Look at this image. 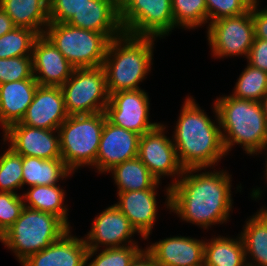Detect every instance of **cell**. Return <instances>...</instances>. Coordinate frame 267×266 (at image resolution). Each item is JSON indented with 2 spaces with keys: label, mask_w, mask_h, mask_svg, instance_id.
Wrapping results in <instances>:
<instances>
[{
  "label": "cell",
  "mask_w": 267,
  "mask_h": 266,
  "mask_svg": "<svg viewBox=\"0 0 267 266\" xmlns=\"http://www.w3.org/2000/svg\"><path fill=\"white\" fill-rule=\"evenodd\" d=\"M232 181V174L224 168L184 169L170 187V214L207 232L226 225L234 209Z\"/></svg>",
  "instance_id": "1"
},
{
  "label": "cell",
  "mask_w": 267,
  "mask_h": 266,
  "mask_svg": "<svg viewBox=\"0 0 267 266\" xmlns=\"http://www.w3.org/2000/svg\"><path fill=\"white\" fill-rule=\"evenodd\" d=\"M186 95L175 125L172 140L184 169L216 168L227 156L214 101L209 116L193 95ZM226 155V156H225Z\"/></svg>",
  "instance_id": "2"
},
{
  "label": "cell",
  "mask_w": 267,
  "mask_h": 266,
  "mask_svg": "<svg viewBox=\"0 0 267 266\" xmlns=\"http://www.w3.org/2000/svg\"><path fill=\"white\" fill-rule=\"evenodd\" d=\"M227 156L234 146L253 158L262 155L267 145V120L261 102L222 94L213 100Z\"/></svg>",
  "instance_id": "3"
},
{
  "label": "cell",
  "mask_w": 267,
  "mask_h": 266,
  "mask_svg": "<svg viewBox=\"0 0 267 266\" xmlns=\"http://www.w3.org/2000/svg\"><path fill=\"white\" fill-rule=\"evenodd\" d=\"M155 42L156 37L126 33L110 41L103 63L109 95L142 89L141 83L152 72Z\"/></svg>",
  "instance_id": "4"
},
{
  "label": "cell",
  "mask_w": 267,
  "mask_h": 266,
  "mask_svg": "<svg viewBox=\"0 0 267 266\" xmlns=\"http://www.w3.org/2000/svg\"><path fill=\"white\" fill-rule=\"evenodd\" d=\"M69 229L59 217L24 206L19 218L0 237V242L21 263L47 248Z\"/></svg>",
  "instance_id": "5"
},
{
  "label": "cell",
  "mask_w": 267,
  "mask_h": 266,
  "mask_svg": "<svg viewBox=\"0 0 267 266\" xmlns=\"http://www.w3.org/2000/svg\"><path fill=\"white\" fill-rule=\"evenodd\" d=\"M106 118L105 112L69 115L59 126L61 158L73 174L78 173L83 167L95 171V161Z\"/></svg>",
  "instance_id": "6"
},
{
  "label": "cell",
  "mask_w": 267,
  "mask_h": 266,
  "mask_svg": "<svg viewBox=\"0 0 267 266\" xmlns=\"http://www.w3.org/2000/svg\"><path fill=\"white\" fill-rule=\"evenodd\" d=\"M44 35L75 69L103 66L111 41L103 33L74 27L68 23L50 22Z\"/></svg>",
  "instance_id": "7"
},
{
  "label": "cell",
  "mask_w": 267,
  "mask_h": 266,
  "mask_svg": "<svg viewBox=\"0 0 267 266\" xmlns=\"http://www.w3.org/2000/svg\"><path fill=\"white\" fill-rule=\"evenodd\" d=\"M167 125L169 124L163 121L150 132L140 136L138 158L159 182L162 183V178L163 180L166 177L171 178L170 183L165 185V190H162L166 197L163 198L165 199L164 208L170 212V187L180 178L184 168L177 158L172 136H168L171 134L168 132Z\"/></svg>",
  "instance_id": "8"
},
{
  "label": "cell",
  "mask_w": 267,
  "mask_h": 266,
  "mask_svg": "<svg viewBox=\"0 0 267 266\" xmlns=\"http://www.w3.org/2000/svg\"><path fill=\"white\" fill-rule=\"evenodd\" d=\"M60 88L68 115L105 112L110 95L103 66L74 69Z\"/></svg>",
  "instance_id": "9"
},
{
  "label": "cell",
  "mask_w": 267,
  "mask_h": 266,
  "mask_svg": "<svg viewBox=\"0 0 267 266\" xmlns=\"http://www.w3.org/2000/svg\"><path fill=\"white\" fill-rule=\"evenodd\" d=\"M206 30L207 45L214 60L232 57H243L245 60L255 38L251 7L241 15L210 22Z\"/></svg>",
  "instance_id": "10"
},
{
  "label": "cell",
  "mask_w": 267,
  "mask_h": 266,
  "mask_svg": "<svg viewBox=\"0 0 267 266\" xmlns=\"http://www.w3.org/2000/svg\"><path fill=\"white\" fill-rule=\"evenodd\" d=\"M120 23L126 34L166 39L175 30L171 0H132L120 12Z\"/></svg>",
  "instance_id": "11"
},
{
  "label": "cell",
  "mask_w": 267,
  "mask_h": 266,
  "mask_svg": "<svg viewBox=\"0 0 267 266\" xmlns=\"http://www.w3.org/2000/svg\"><path fill=\"white\" fill-rule=\"evenodd\" d=\"M144 89L119 91L110 94L105 114L116 126L135 132L140 136L156 128L150 116V96Z\"/></svg>",
  "instance_id": "12"
},
{
  "label": "cell",
  "mask_w": 267,
  "mask_h": 266,
  "mask_svg": "<svg viewBox=\"0 0 267 266\" xmlns=\"http://www.w3.org/2000/svg\"><path fill=\"white\" fill-rule=\"evenodd\" d=\"M136 235L145 241L120 209L111 204L93 218L90 230L83 238L88 249H107L140 245L134 238Z\"/></svg>",
  "instance_id": "13"
},
{
  "label": "cell",
  "mask_w": 267,
  "mask_h": 266,
  "mask_svg": "<svg viewBox=\"0 0 267 266\" xmlns=\"http://www.w3.org/2000/svg\"><path fill=\"white\" fill-rule=\"evenodd\" d=\"M1 134L2 145L7 144L16 154L42 159H62L58 130L33 128L18 122L10 125Z\"/></svg>",
  "instance_id": "14"
},
{
  "label": "cell",
  "mask_w": 267,
  "mask_h": 266,
  "mask_svg": "<svg viewBox=\"0 0 267 266\" xmlns=\"http://www.w3.org/2000/svg\"><path fill=\"white\" fill-rule=\"evenodd\" d=\"M140 135L111 123L107 118L95 161V172L105 174L114 166L138 157Z\"/></svg>",
  "instance_id": "15"
},
{
  "label": "cell",
  "mask_w": 267,
  "mask_h": 266,
  "mask_svg": "<svg viewBox=\"0 0 267 266\" xmlns=\"http://www.w3.org/2000/svg\"><path fill=\"white\" fill-rule=\"evenodd\" d=\"M203 238V239H202ZM171 236L144 247L158 266H204L205 237Z\"/></svg>",
  "instance_id": "16"
},
{
  "label": "cell",
  "mask_w": 267,
  "mask_h": 266,
  "mask_svg": "<svg viewBox=\"0 0 267 266\" xmlns=\"http://www.w3.org/2000/svg\"><path fill=\"white\" fill-rule=\"evenodd\" d=\"M157 189L118 192L117 202L114 203L147 242L160 215V206L156 198L159 195Z\"/></svg>",
  "instance_id": "17"
},
{
  "label": "cell",
  "mask_w": 267,
  "mask_h": 266,
  "mask_svg": "<svg viewBox=\"0 0 267 266\" xmlns=\"http://www.w3.org/2000/svg\"><path fill=\"white\" fill-rule=\"evenodd\" d=\"M32 65L34 78L40 86H61L75 69L44 34L34 41Z\"/></svg>",
  "instance_id": "18"
},
{
  "label": "cell",
  "mask_w": 267,
  "mask_h": 266,
  "mask_svg": "<svg viewBox=\"0 0 267 266\" xmlns=\"http://www.w3.org/2000/svg\"><path fill=\"white\" fill-rule=\"evenodd\" d=\"M68 116L60 86L39 85L21 123L33 128L58 130Z\"/></svg>",
  "instance_id": "19"
},
{
  "label": "cell",
  "mask_w": 267,
  "mask_h": 266,
  "mask_svg": "<svg viewBox=\"0 0 267 266\" xmlns=\"http://www.w3.org/2000/svg\"><path fill=\"white\" fill-rule=\"evenodd\" d=\"M80 237V238H79ZM88 248L70 228L47 248L28 256L21 266H86Z\"/></svg>",
  "instance_id": "20"
},
{
  "label": "cell",
  "mask_w": 267,
  "mask_h": 266,
  "mask_svg": "<svg viewBox=\"0 0 267 266\" xmlns=\"http://www.w3.org/2000/svg\"><path fill=\"white\" fill-rule=\"evenodd\" d=\"M74 27L105 34L110 40L124 32L113 0H89L67 22Z\"/></svg>",
  "instance_id": "21"
},
{
  "label": "cell",
  "mask_w": 267,
  "mask_h": 266,
  "mask_svg": "<svg viewBox=\"0 0 267 266\" xmlns=\"http://www.w3.org/2000/svg\"><path fill=\"white\" fill-rule=\"evenodd\" d=\"M39 84L34 76L31 79L0 84V129L21 122Z\"/></svg>",
  "instance_id": "22"
},
{
  "label": "cell",
  "mask_w": 267,
  "mask_h": 266,
  "mask_svg": "<svg viewBox=\"0 0 267 266\" xmlns=\"http://www.w3.org/2000/svg\"><path fill=\"white\" fill-rule=\"evenodd\" d=\"M238 232L244 245L247 266H267V209L258 208Z\"/></svg>",
  "instance_id": "23"
},
{
  "label": "cell",
  "mask_w": 267,
  "mask_h": 266,
  "mask_svg": "<svg viewBox=\"0 0 267 266\" xmlns=\"http://www.w3.org/2000/svg\"><path fill=\"white\" fill-rule=\"evenodd\" d=\"M22 191L24 187L55 185L73 177L62 159L22 156Z\"/></svg>",
  "instance_id": "24"
},
{
  "label": "cell",
  "mask_w": 267,
  "mask_h": 266,
  "mask_svg": "<svg viewBox=\"0 0 267 266\" xmlns=\"http://www.w3.org/2000/svg\"><path fill=\"white\" fill-rule=\"evenodd\" d=\"M0 7L16 27L28 28L43 35L49 21L48 0H0Z\"/></svg>",
  "instance_id": "25"
},
{
  "label": "cell",
  "mask_w": 267,
  "mask_h": 266,
  "mask_svg": "<svg viewBox=\"0 0 267 266\" xmlns=\"http://www.w3.org/2000/svg\"><path fill=\"white\" fill-rule=\"evenodd\" d=\"M60 184L30 186L22 193L24 206L59 217L69 228V205L65 203L66 190Z\"/></svg>",
  "instance_id": "26"
},
{
  "label": "cell",
  "mask_w": 267,
  "mask_h": 266,
  "mask_svg": "<svg viewBox=\"0 0 267 266\" xmlns=\"http://www.w3.org/2000/svg\"><path fill=\"white\" fill-rule=\"evenodd\" d=\"M233 237L221 234L206 237L204 266H247L243 241L239 234Z\"/></svg>",
  "instance_id": "27"
},
{
  "label": "cell",
  "mask_w": 267,
  "mask_h": 266,
  "mask_svg": "<svg viewBox=\"0 0 267 266\" xmlns=\"http://www.w3.org/2000/svg\"><path fill=\"white\" fill-rule=\"evenodd\" d=\"M108 173L117 187L116 193L162 186L138 157L114 166Z\"/></svg>",
  "instance_id": "28"
},
{
  "label": "cell",
  "mask_w": 267,
  "mask_h": 266,
  "mask_svg": "<svg viewBox=\"0 0 267 266\" xmlns=\"http://www.w3.org/2000/svg\"><path fill=\"white\" fill-rule=\"evenodd\" d=\"M175 29L197 30L208 27L207 6L205 0H171Z\"/></svg>",
  "instance_id": "29"
},
{
  "label": "cell",
  "mask_w": 267,
  "mask_h": 266,
  "mask_svg": "<svg viewBox=\"0 0 267 266\" xmlns=\"http://www.w3.org/2000/svg\"><path fill=\"white\" fill-rule=\"evenodd\" d=\"M267 93V72L247 63L239 74L231 96L261 102Z\"/></svg>",
  "instance_id": "30"
},
{
  "label": "cell",
  "mask_w": 267,
  "mask_h": 266,
  "mask_svg": "<svg viewBox=\"0 0 267 266\" xmlns=\"http://www.w3.org/2000/svg\"><path fill=\"white\" fill-rule=\"evenodd\" d=\"M38 36L31 29L15 27L0 37V58L32 56L33 44Z\"/></svg>",
  "instance_id": "31"
},
{
  "label": "cell",
  "mask_w": 267,
  "mask_h": 266,
  "mask_svg": "<svg viewBox=\"0 0 267 266\" xmlns=\"http://www.w3.org/2000/svg\"><path fill=\"white\" fill-rule=\"evenodd\" d=\"M143 249L141 245L88 249L86 266H129Z\"/></svg>",
  "instance_id": "32"
},
{
  "label": "cell",
  "mask_w": 267,
  "mask_h": 266,
  "mask_svg": "<svg viewBox=\"0 0 267 266\" xmlns=\"http://www.w3.org/2000/svg\"><path fill=\"white\" fill-rule=\"evenodd\" d=\"M0 155V192L22 194V156L6 147Z\"/></svg>",
  "instance_id": "33"
},
{
  "label": "cell",
  "mask_w": 267,
  "mask_h": 266,
  "mask_svg": "<svg viewBox=\"0 0 267 266\" xmlns=\"http://www.w3.org/2000/svg\"><path fill=\"white\" fill-rule=\"evenodd\" d=\"M32 56L0 58V84L33 77Z\"/></svg>",
  "instance_id": "34"
},
{
  "label": "cell",
  "mask_w": 267,
  "mask_h": 266,
  "mask_svg": "<svg viewBox=\"0 0 267 266\" xmlns=\"http://www.w3.org/2000/svg\"><path fill=\"white\" fill-rule=\"evenodd\" d=\"M208 24L217 19L246 13L256 0H205Z\"/></svg>",
  "instance_id": "35"
},
{
  "label": "cell",
  "mask_w": 267,
  "mask_h": 266,
  "mask_svg": "<svg viewBox=\"0 0 267 266\" xmlns=\"http://www.w3.org/2000/svg\"><path fill=\"white\" fill-rule=\"evenodd\" d=\"M23 208L22 194L0 192V237L19 218Z\"/></svg>",
  "instance_id": "36"
},
{
  "label": "cell",
  "mask_w": 267,
  "mask_h": 266,
  "mask_svg": "<svg viewBox=\"0 0 267 266\" xmlns=\"http://www.w3.org/2000/svg\"><path fill=\"white\" fill-rule=\"evenodd\" d=\"M49 21L67 23L89 0H48Z\"/></svg>",
  "instance_id": "37"
},
{
  "label": "cell",
  "mask_w": 267,
  "mask_h": 266,
  "mask_svg": "<svg viewBox=\"0 0 267 266\" xmlns=\"http://www.w3.org/2000/svg\"><path fill=\"white\" fill-rule=\"evenodd\" d=\"M245 60L251 66L267 72V40L254 38L253 45Z\"/></svg>",
  "instance_id": "38"
},
{
  "label": "cell",
  "mask_w": 267,
  "mask_h": 266,
  "mask_svg": "<svg viewBox=\"0 0 267 266\" xmlns=\"http://www.w3.org/2000/svg\"><path fill=\"white\" fill-rule=\"evenodd\" d=\"M260 0H256L251 5V15L254 26V37L267 40V5L261 7Z\"/></svg>",
  "instance_id": "39"
},
{
  "label": "cell",
  "mask_w": 267,
  "mask_h": 266,
  "mask_svg": "<svg viewBox=\"0 0 267 266\" xmlns=\"http://www.w3.org/2000/svg\"><path fill=\"white\" fill-rule=\"evenodd\" d=\"M263 155L261 156V157H263L264 159L263 160H265V163H262V164H264V170L262 171L263 172V180L265 179V186H264V189H262V187L260 186H256V188L255 187H253V188H251V193H250V198H251V200H254V201H258L259 202V200H261L262 198H263V194H265L264 193V191H266L265 189V187H267V145H266V147H265V149H264V151H263V153H262Z\"/></svg>",
  "instance_id": "40"
},
{
  "label": "cell",
  "mask_w": 267,
  "mask_h": 266,
  "mask_svg": "<svg viewBox=\"0 0 267 266\" xmlns=\"http://www.w3.org/2000/svg\"><path fill=\"white\" fill-rule=\"evenodd\" d=\"M129 266H158L154 257L144 248L130 263Z\"/></svg>",
  "instance_id": "41"
},
{
  "label": "cell",
  "mask_w": 267,
  "mask_h": 266,
  "mask_svg": "<svg viewBox=\"0 0 267 266\" xmlns=\"http://www.w3.org/2000/svg\"><path fill=\"white\" fill-rule=\"evenodd\" d=\"M15 27L12 19L0 7V37L13 30Z\"/></svg>",
  "instance_id": "42"
},
{
  "label": "cell",
  "mask_w": 267,
  "mask_h": 266,
  "mask_svg": "<svg viewBox=\"0 0 267 266\" xmlns=\"http://www.w3.org/2000/svg\"><path fill=\"white\" fill-rule=\"evenodd\" d=\"M117 11L120 13L132 0H113Z\"/></svg>",
  "instance_id": "43"
},
{
  "label": "cell",
  "mask_w": 267,
  "mask_h": 266,
  "mask_svg": "<svg viewBox=\"0 0 267 266\" xmlns=\"http://www.w3.org/2000/svg\"><path fill=\"white\" fill-rule=\"evenodd\" d=\"M261 104H262V107H263L264 115H265L266 120H267V93L262 98Z\"/></svg>",
  "instance_id": "44"
}]
</instances>
